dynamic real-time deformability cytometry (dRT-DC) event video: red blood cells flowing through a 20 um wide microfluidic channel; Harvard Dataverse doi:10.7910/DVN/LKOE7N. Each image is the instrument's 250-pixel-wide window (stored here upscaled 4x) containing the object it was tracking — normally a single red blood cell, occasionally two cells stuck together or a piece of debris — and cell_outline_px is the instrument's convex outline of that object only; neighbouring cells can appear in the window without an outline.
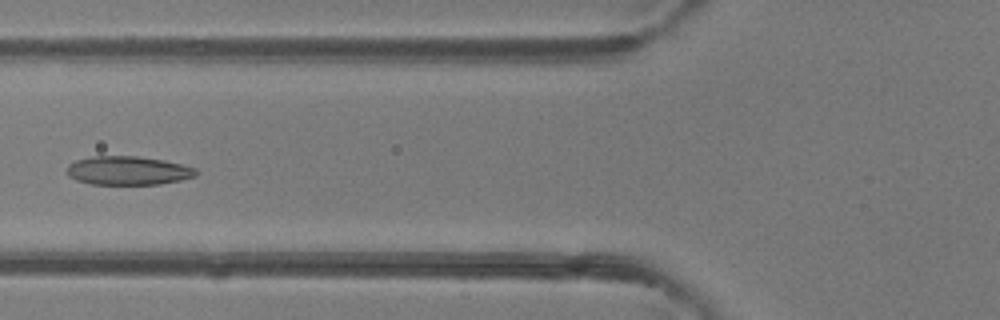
{"species": "common noctule bat (a hibernating species)", "species_latin": "Nyctalus noctula", "temperature_condition": "room temperature", "stored_images_in_passage": 33, "camera_frame_rate_fps": 3000, "um_per_image_px": 0.085, "animal": {"sex": "female"}, "frame": {"image": 1, "passage_image": 4, "time_ms": 1.0, "image_size_px": [1000, 320], "cell_outline_px": [[200, 172], [196, 176], [180, 180], [160, 184], [92, 184], [76, 180], [68, 176], [68, 164], [76, 160], [92, 156], [136, 156], [164, 160], [196, 168]], "centroid_in_image_um": [10.9, 14.5], "position_along_channel_um": 114.9, "area_um2": 21.62}}
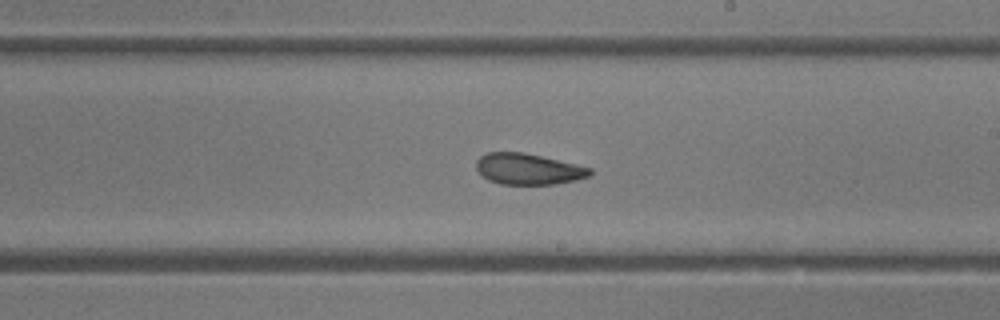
{"frame": {"image": 2, "passage_image": 13, "time_ms": 4.0, "image_size_px": [1000, 320], "cell_outline_px": [[592, 176], [576, 180], [556, 184], [500, 184], [488, 180], [476, 168], [476, 160], [480, 156], [488, 152], [524, 152], [576, 164], [592, 168]], "centroid_in_image_um": [44.92, 14.37], "position_along_channel_um": 244.1, "area_um2": 20.63}}
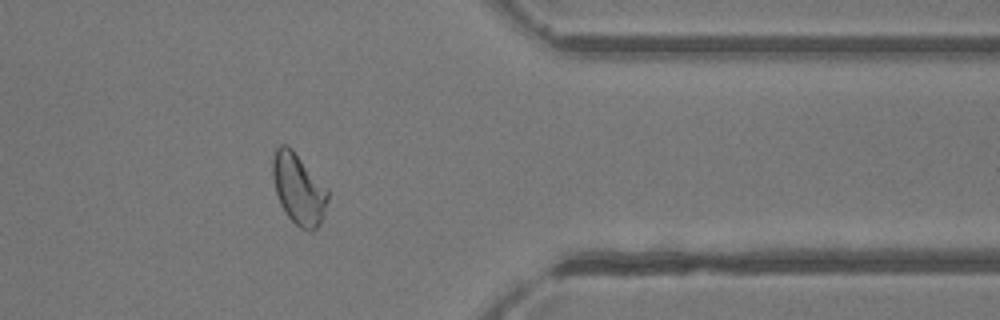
{"frame": {"image": 3, "passage_image": 24, "time_ms": 7.667, "image_size_px": [1000, 320], "cell_outline_px": [[328, 200], [320, 224], [312, 232], [308, 232], [300, 228], [288, 216], [280, 204], [276, 192], [272, 176], [272, 160], [276, 148], [280, 144], [284, 144], [292, 148], [328, 188]], "centroid_in_image_um": [25.38, 16.05], "position_along_channel_um": 386.0, "area_um2": 22.89}, "authors_computed_cell_mechanics": {"area_um2": 21.6172, "velocity_mm_per_s": 4.3121, "shape_relaxation_time_tau1_ms": 5.3724, "shape_relaxation_time_tau2_ms": 2.5077, "deformation_change_tau1": 0.1339, "deformation_change_tau2": 0.0903}}